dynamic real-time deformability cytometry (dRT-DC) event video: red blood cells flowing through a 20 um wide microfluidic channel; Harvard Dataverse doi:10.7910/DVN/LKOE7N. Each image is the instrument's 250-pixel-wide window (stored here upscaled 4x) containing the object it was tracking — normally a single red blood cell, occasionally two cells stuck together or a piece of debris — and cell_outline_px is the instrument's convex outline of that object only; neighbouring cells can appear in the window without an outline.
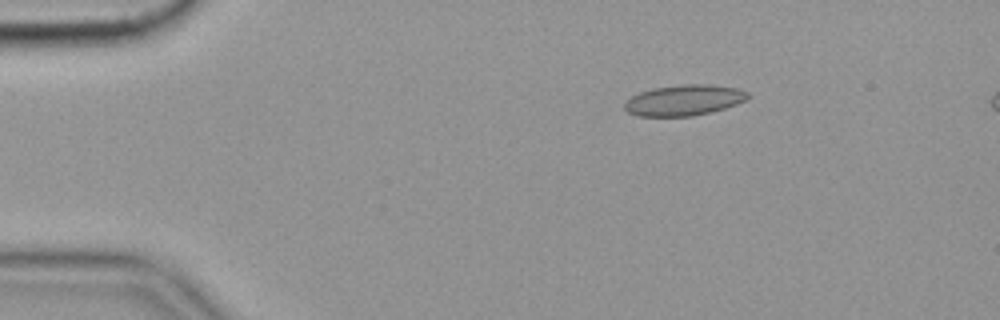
{"species": "common noctule bat (a hibernating species)", "species_latin": "Nyctalus noctula", "temperature_condition": "cold", "stored_images_in_passage": 56, "camera_frame_rate_fps": 3000, "um_per_image_px": 0.085, "animal": {"sex": "female", "body_mass_g": 19.9}, "frame": {"image": 1, "passage_image": 9, "time_ms": 2.667, "image_size_px": [1000, 320], "cell_outline_px": [[752, 96], [748, 100], [724, 108], [692, 116], [640, 116], [628, 112], [624, 108], [624, 104], [632, 96], [640, 92], [652, 88], [684, 84], [708, 84], [736, 88], [748, 92]], "centroid_in_image_um": [58.17, 8.51], "position_along_channel_um": 26.8, "area_um2": 22.02}, "authors_computed_cell_mechanics": {"area_um2": 21.2415, "velocity_mm_per_s": 3.5378, "shape_relaxation_time_tau1_ms": null, "shape_relaxation_time_tau2_ms": 1.6968, "deformation_change_tau1": null, "deformation_change_tau2": 0.0702}}